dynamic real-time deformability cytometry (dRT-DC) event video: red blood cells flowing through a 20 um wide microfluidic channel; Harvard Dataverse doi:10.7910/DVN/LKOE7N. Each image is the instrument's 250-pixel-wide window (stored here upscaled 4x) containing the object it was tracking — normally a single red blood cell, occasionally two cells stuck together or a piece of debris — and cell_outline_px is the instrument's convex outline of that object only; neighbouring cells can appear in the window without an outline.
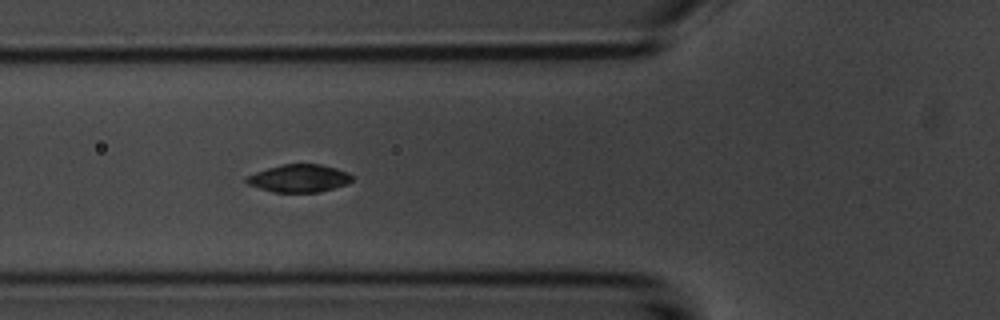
{"species": "common noctule bat (a hibernating species)", "species_latin": "Nyctalus noctula", "temperature_condition": "room temperature", "stored_images_in_passage": 7, "camera_frame_rate_fps": 3000, "um_per_image_px": 0.085, "animal": {"sex": "male", "body_mass_g": 20.1, "forearm_length_mm": 53.5}, "frame": {"image": 1, "passage_image": 2, "time_ms": 1.0, "image_size_px": [1000, 320], "cell_outline_px": [[352, 180], [348, 184], [320, 192], [272, 192], [248, 184], [244, 180], [244, 176], [268, 168], [284, 164], [320, 164], [336, 168], [348, 172], [352, 176]], "centroid_in_image_um": [25.42, 15.16], "position_along_channel_um": 100.4, "area_um2": 17.11}}
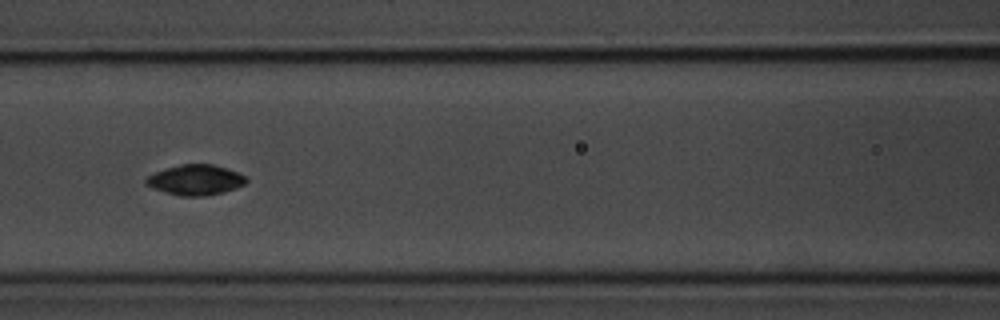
{"frame": {"image": 2, "passage_image": 3, "time_ms": 2.333, "image_size_px": [1000, 320], "cell_outline_px": [[248, 180], [244, 184], [236, 188], [224, 192], [204, 196], [180, 196], [164, 192], [144, 184], [144, 180], [148, 176], [156, 172], [180, 164], [212, 164], [228, 168], [248, 176]], "centroid_in_image_um": [16.65, 15.29], "position_along_channel_um": 149.9, "area_um2": 17.8}}
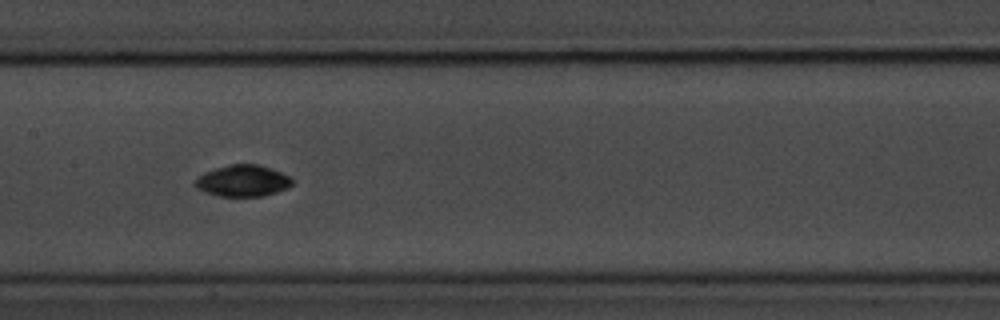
{"frame": {"image": 3, "passage_image": 4, "time_ms": 3.333, "image_size_px": [1000, 320], "cell_outline_px": [[292, 184], [288, 188], [276, 192], [260, 196], [220, 196], [204, 192], [196, 188], [196, 180], [204, 172], [228, 164], [256, 164], [272, 168], [288, 176], [292, 180]], "centroid_in_image_um": [20.64, 15.36], "position_along_channel_um": 186.8, "area_um2": 17.63}}